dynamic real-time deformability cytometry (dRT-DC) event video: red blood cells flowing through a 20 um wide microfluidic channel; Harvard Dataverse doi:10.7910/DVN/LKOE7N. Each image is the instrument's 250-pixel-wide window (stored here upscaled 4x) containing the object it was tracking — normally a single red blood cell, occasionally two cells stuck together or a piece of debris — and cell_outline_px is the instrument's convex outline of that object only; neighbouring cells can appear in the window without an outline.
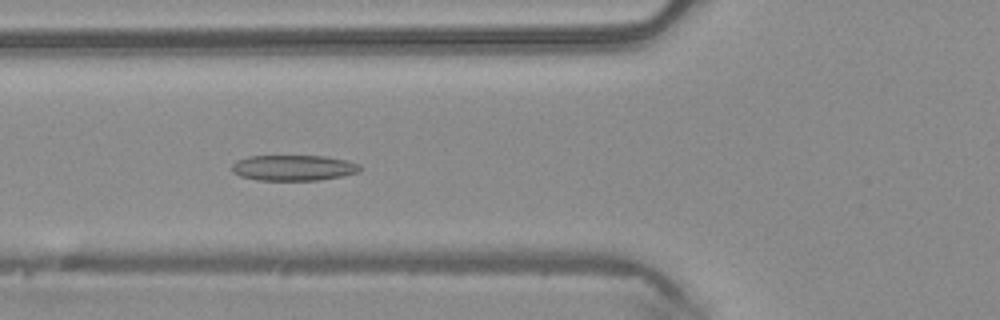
{"species": "common noctule bat (a hibernating species)", "species_latin": "Nyctalus noctula", "temperature_condition": "warm", "stored_images_in_passage": 49, "camera_frame_rate_fps": 3000, "um_per_image_px": 0.085, "animal": {"sex": "male", "body_mass_g": 20.4}, "frame": {"image": 1, "passage_image": 18, "time_ms": 5.667, "image_size_px": [1000, 320], "cell_outline_px": [[360, 172], [320, 180], [256, 180], [240, 176], [232, 172], [232, 164], [236, 160], [248, 156], [328, 156], [348, 160], [360, 164]], "centroid_in_image_um": [24.94, 14.26], "position_along_channel_um": 100.9, "area_um2": 19.31}}
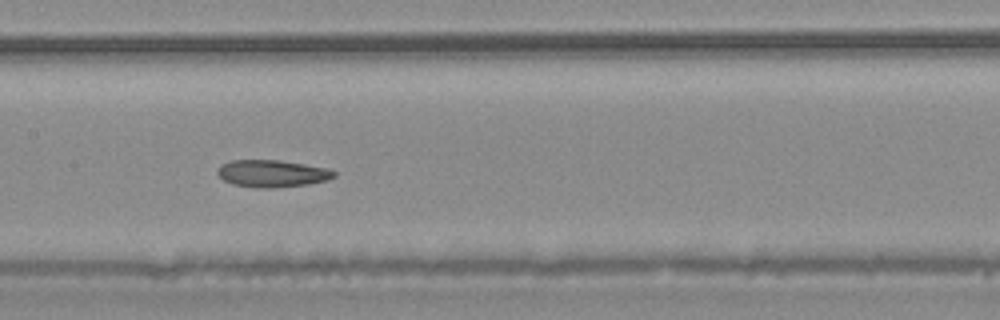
{"frame": {"image": 2, "passage_image": 24, "time_ms": 7.667, "image_size_px": [1000, 320], "cell_outline_px": [[336, 176], [328, 180], [308, 184], [272, 188], [256, 188], [232, 184], [224, 180], [216, 172], [216, 168], [220, 164], [232, 160], [280, 160], [328, 168], [336, 172]], "centroid_in_image_um": [23.12, 14.75], "position_along_channel_um": 184.3, "area_um2": 18.61}}
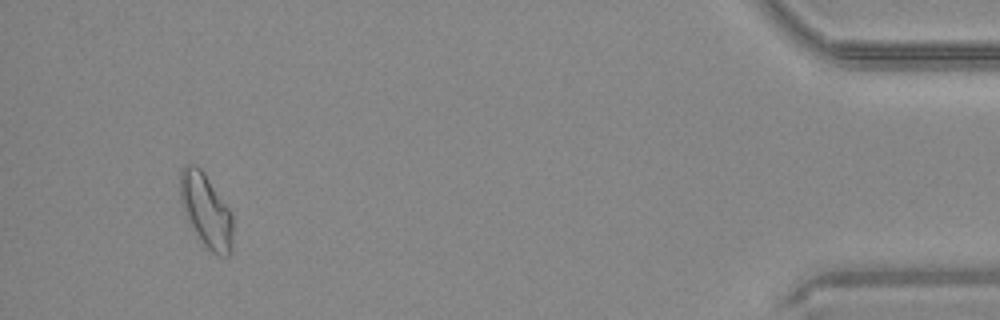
{"frame": {"image": 3, "passage_image": 46, "time_ms": 15.0, "image_size_px": [1000, 320], "cell_outline_px": [[232, 252], [228, 256], [220, 256], [204, 248], [188, 220], [184, 212], [180, 200], [180, 172], [184, 164], [196, 164], [204, 172], [232, 212]], "centroid_in_image_um": [17.52, 17.9], "position_along_channel_um": 417.7, "area_um2": 22.89}, "authors_computed_cell_mechanics": {"area_um2": 20.1144, "velocity_mm_per_s": 4.1411, "shape_relaxation_time_tau1_ms": 9.9128, "shape_relaxation_time_tau2_ms": 8.7308, "deformation_change_tau1": 0.1879, "deformation_change_tau2": 0.1727}}